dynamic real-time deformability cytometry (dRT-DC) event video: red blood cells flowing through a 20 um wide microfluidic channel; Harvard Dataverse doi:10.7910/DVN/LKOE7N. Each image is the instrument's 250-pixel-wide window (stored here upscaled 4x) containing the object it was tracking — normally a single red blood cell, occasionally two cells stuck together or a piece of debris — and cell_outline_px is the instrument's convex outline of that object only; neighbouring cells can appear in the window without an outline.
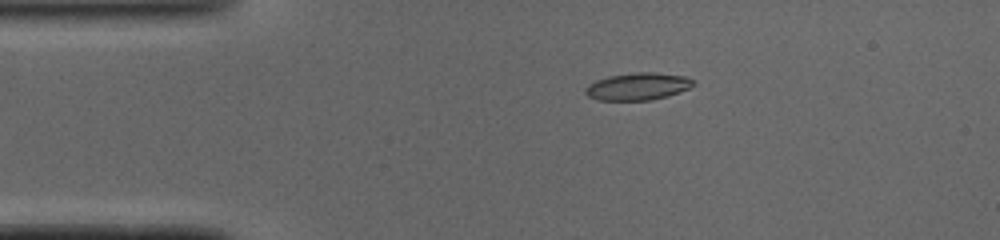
{"species": "common noctule bat (a hibernating species)", "species_latin": "Nyctalus noctula", "temperature_condition": "cold", "stored_images_in_passage": 40, "camera_frame_rate_fps": 3000, "um_per_image_px": 0.085, "animal": {"sex": "male", "body_mass_g": 19.0, "forearm_length_mm": 50.8}, "frame": {"image": 1, "passage_image": 1, "time_ms": 0.0, "image_size_px": [1000, 240], "cell_outline_px": [[696, 84], [688, 88], [668, 96], [648, 100], [596, 100], [588, 96], [584, 92], [584, 88], [588, 84], [596, 80], [608, 76], [636, 72], [652, 72], [684, 76], [692, 80]], "centroid_in_image_um": [54.16, 7.35], "position_along_channel_um": 30.8, "area_um2": 17.11}}
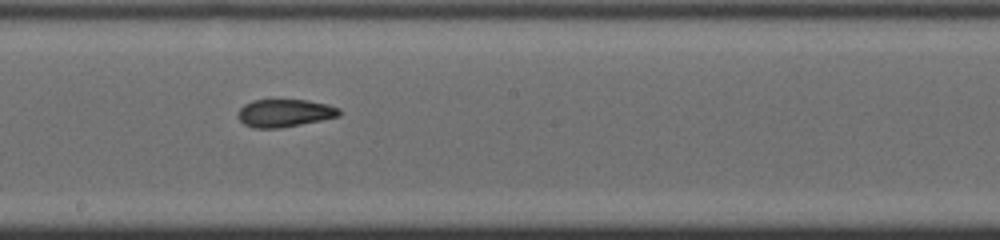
{"frame": {"image": 2, "passage_image": 18, "time_ms": 5.667, "image_size_px": [1000, 240], "cell_outline_px": [[340, 116], [280, 128], [252, 128], [244, 124], [240, 120], [240, 108], [244, 104], [252, 100], [308, 100], [328, 104], [340, 108]], "centroid_in_image_um": [24.21, 9.6], "position_along_channel_um": 224.0, "area_um2": 16.24}}
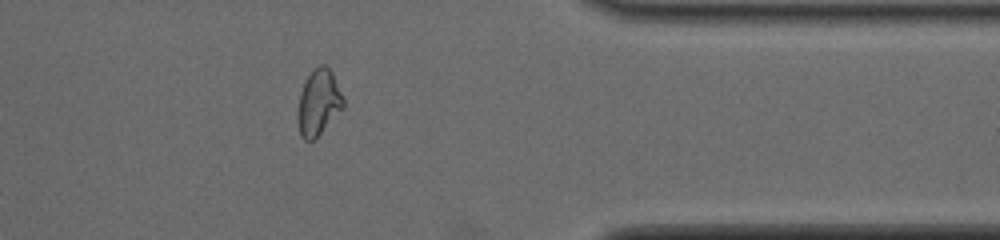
{"frame": {"image": 3, "passage_image": 31, "time_ms": 10.0, "image_size_px": [1000, 240], "cell_outline_px": [[344, 108], [312, 140], [304, 140], [300, 136], [296, 116], [300, 92], [308, 76], [320, 64], [324, 64], [332, 72], [344, 100]], "centroid_in_image_um": [27.06, 8.72], "position_along_channel_um": 384.3, "area_um2": 17.22}, "authors_computed_cell_mechanics": {"area_um2": 17.0221, "velocity_mm_per_s": 4.1042, "shape_relaxation_time_tau1_ms": null, "shape_relaxation_time_tau2_ms": 2.6714, "deformation_change_tau1": null, "deformation_change_tau2": 0.0841}}